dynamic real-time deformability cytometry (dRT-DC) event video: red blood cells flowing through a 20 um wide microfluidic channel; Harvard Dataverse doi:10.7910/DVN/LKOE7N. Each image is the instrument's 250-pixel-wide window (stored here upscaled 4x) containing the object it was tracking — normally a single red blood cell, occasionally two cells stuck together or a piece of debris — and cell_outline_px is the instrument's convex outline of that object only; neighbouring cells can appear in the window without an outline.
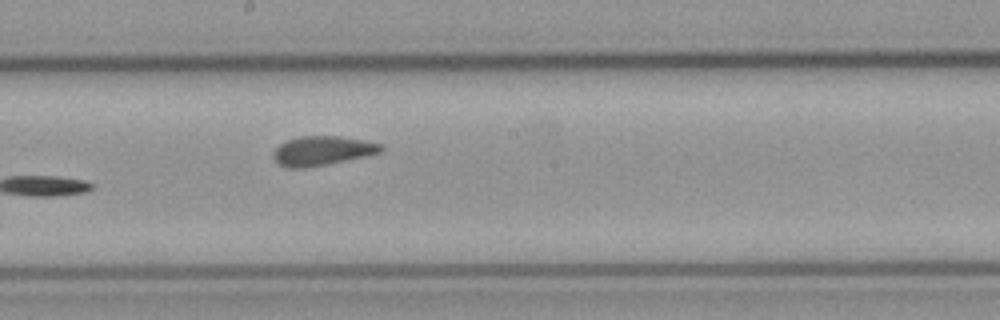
{"species": "common noctule bat (a hibernating species)", "species_latin": "Nyctalus noctula", "temperature_condition": "cold", "stored_images_in_passage": 8, "camera_frame_rate_fps": 3000, "um_per_image_px": 0.085, "animal": {"sex": "male", "body_mass_g": 23.1, "forearm_length_mm": 52.7}, "frame": {"image": 1, "passage_image": 8, "time_ms": 9.333, "image_size_px": [1000, 320], "cell_outline_px": [[384, 148], [380, 152], [364, 156], [304, 168], [288, 168], [280, 164], [272, 156], [272, 152], [284, 140], [300, 136], [340, 136], [364, 140], [384, 144]], "centroid_in_image_um": [27.37, 12.79], "position_along_channel_um": 220.8, "area_um2": 18.26}}